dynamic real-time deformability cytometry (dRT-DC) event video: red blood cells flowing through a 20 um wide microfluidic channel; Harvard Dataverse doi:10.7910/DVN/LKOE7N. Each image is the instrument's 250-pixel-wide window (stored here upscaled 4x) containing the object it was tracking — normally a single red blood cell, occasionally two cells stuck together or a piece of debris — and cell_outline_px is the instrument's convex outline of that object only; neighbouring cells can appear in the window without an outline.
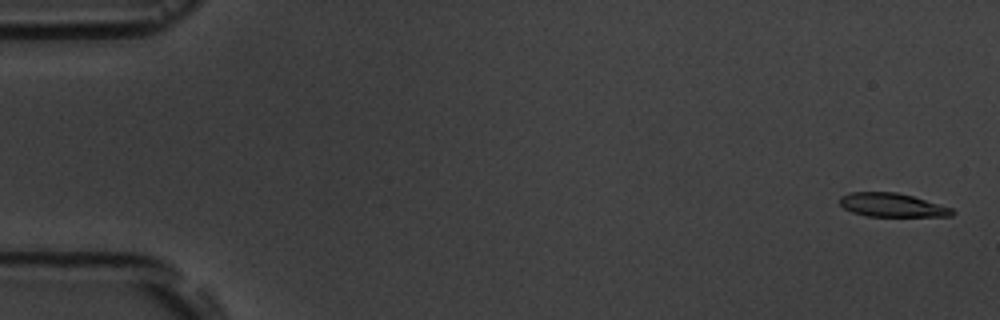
{"species": "common noctule bat (a hibernating species)", "species_latin": "Nyctalus noctula", "temperature_condition": "room temperature", "stored_images_in_passage": 4, "camera_frame_rate_fps": 3000, "um_per_image_px": 0.085, "animal": {"sex": "male", "body_mass_g": 19.5, "forearm_length_mm": 54.6}, "frame": {"image": 1, "passage_image": 1, "time_ms": 0.0, "image_size_px": [1000, 320], "cell_outline_px": [[956, 212], [952, 216], [868, 216], [852, 212], [844, 208], [840, 204], [840, 196], [848, 192], [896, 192], [912, 196], [952, 208]], "centroid_in_image_um": [75.81, 17.43], "position_along_channel_um": 9.2, "area_um2": 15.43}}